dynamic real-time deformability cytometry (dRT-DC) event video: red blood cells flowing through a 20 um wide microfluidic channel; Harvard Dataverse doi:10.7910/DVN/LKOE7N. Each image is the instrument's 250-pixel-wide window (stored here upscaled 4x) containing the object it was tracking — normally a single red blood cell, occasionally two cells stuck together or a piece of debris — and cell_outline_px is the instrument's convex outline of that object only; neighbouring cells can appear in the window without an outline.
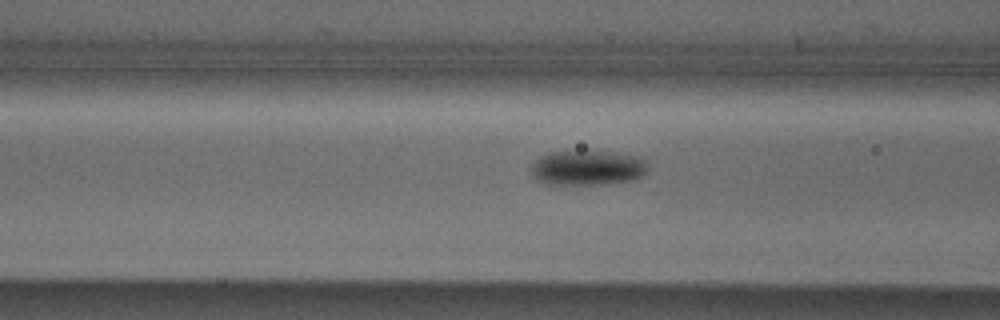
{"species": "Egyptian fruit bat (a non-hibernating species)", "species_latin": "Rousettus aegyptiacus", "temperature_condition": "cold", "stored_images_in_passage": 15, "camera_frame_rate_fps": 3000, "um_per_image_px": 0.085, "animal": {"sex": "male"}, "frame": {"image": 1, "passage_image": 13, "time_ms": 4.0, "image_size_px": [1000, 320], "cell_outline_px": [[648, 168], [640, 176], [628, 180], [600, 184], [548, 184], [536, 180], [532, 176], [532, 164], [540, 156], [548, 152], [588, 148], [636, 156], [644, 160], [648, 164]], "centroid_in_image_um": [49.88, 14.21], "position_along_channel_um": 116.7, "area_um2": 24.22}}